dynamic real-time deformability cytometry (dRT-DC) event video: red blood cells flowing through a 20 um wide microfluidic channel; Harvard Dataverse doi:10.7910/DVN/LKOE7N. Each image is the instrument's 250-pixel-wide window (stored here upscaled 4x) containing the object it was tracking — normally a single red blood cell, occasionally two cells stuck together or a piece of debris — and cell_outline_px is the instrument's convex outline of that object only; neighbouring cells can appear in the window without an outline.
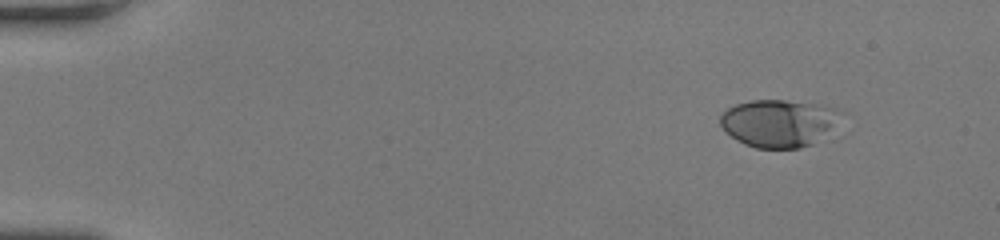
{"species": "human", "species_latin": "Homo sapiens", "temperature_condition": "room temperature", "stored_images_in_passage": 48, "camera_frame_rate_fps": 3000, "um_per_image_px": 0.085, "donor": {"sex": "female"}, "frame": {"image": 1, "passage_image": 1, "time_ms": 0.0, "image_size_px": [1000, 240], "cell_outline_px": [[836, 112], [828, 128], [812, 144], [800, 148], [756, 148], [744, 144], [732, 136], [720, 124], [720, 116], [728, 108], [736, 104], [752, 100], [784, 100], [816, 104], [836, 108]], "centroid_in_image_um": [66.05, 10.46], "position_along_channel_um": 19.0, "area_um2": 32.02}}
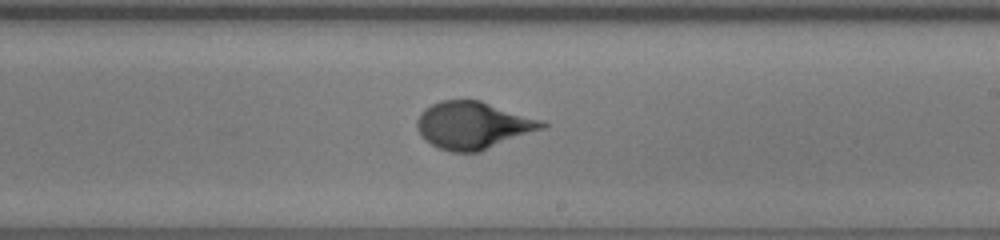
{"frame": {"image": 2, "passage_image": 28, "time_ms": 9.0, "image_size_px": [1000, 240], "cell_outline_px": [[548, 124], [544, 128], [480, 152], [452, 152], [440, 148], [424, 140], [416, 128], [416, 120], [420, 112], [424, 108], [440, 100], [480, 100], [544, 120]], "centroid_in_image_um": [40.21, 10.64], "position_along_channel_um": 248.8, "area_um2": 34.68}}
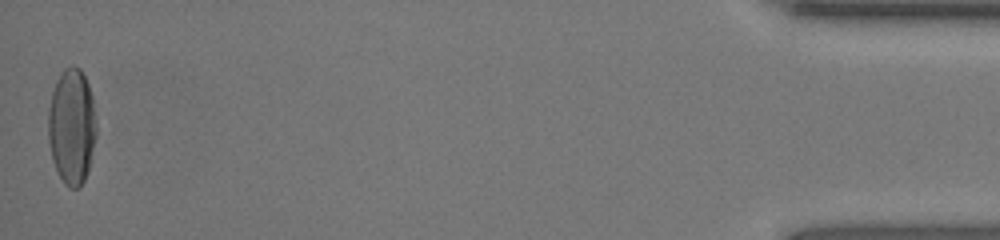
{"frame": {"image": 3, "passage_image": 48, "time_ms": 15.667, "image_size_px": [1000, 240], "cell_outline_px": [[96, 136], [88, 172], [80, 188], [68, 188], [64, 184], [52, 160], [48, 140], [48, 108], [52, 92], [56, 80], [60, 72], [64, 68], [72, 64], [80, 68], [88, 84], [92, 96], [96, 124]], "centroid_in_image_um": [6.09, 10.74], "position_along_channel_um": 429.1, "area_um2": 32.83}, "authors_computed_cell_mechanics": {"area_um2": 32.5125, "velocity_mm_per_s": 3.9843, "shape_relaxation_time_tau1_ms": 5.5069, "shape_relaxation_time_tau2_ms": null, "deformation_change_tau1": 0.2109, "deformation_change_tau2": null}}